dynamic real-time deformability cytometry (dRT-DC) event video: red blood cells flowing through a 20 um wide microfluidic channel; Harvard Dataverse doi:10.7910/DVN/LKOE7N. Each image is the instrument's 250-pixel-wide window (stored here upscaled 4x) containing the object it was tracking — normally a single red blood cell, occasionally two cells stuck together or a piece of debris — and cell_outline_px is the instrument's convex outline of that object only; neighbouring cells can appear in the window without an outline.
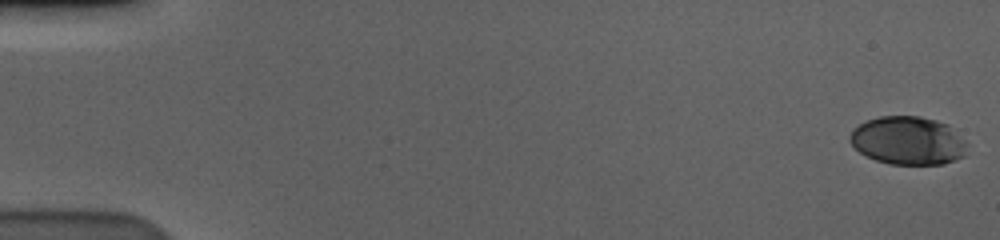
{"species": "human", "species_latin": "Homo sapiens", "temperature_condition": "cold", "stored_images_in_passage": 59, "camera_frame_rate_fps": 3000, "um_per_image_px": 0.085, "donor": {"sex": "male"}, "frame": {"image": 1, "passage_image": 1, "time_ms": 0.0, "image_size_px": [1000, 240], "cell_outline_px": [[968, 144], [964, 156], [944, 164], [888, 164], [864, 156], [848, 140], [848, 136], [852, 128], [868, 120], [880, 116], [920, 116], [936, 120], [948, 124]], "centroid_in_image_um": [77.16, 11.95], "position_along_channel_um": 7.8, "area_um2": 33.18}}
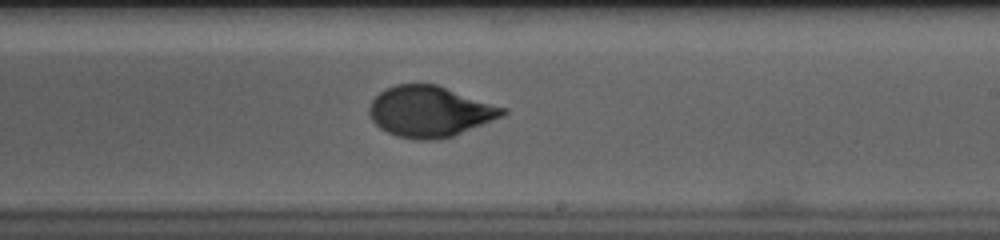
{"frame": {"image": 2, "passage_image": 36, "time_ms": 11.667, "image_size_px": [1000, 240], "cell_outline_px": [[508, 112], [504, 116], [452, 136], [432, 140], [420, 140], [396, 136], [380, 128], [372, 120], [368, 112], [368, 108], [372, 100], [380, 92], [396, 84], [436, 84], [508, 108]], "centroid_in_image_um": [36.56, 9.47], "position_along_channel_um": 252.4, "area_um2": 39.48}}
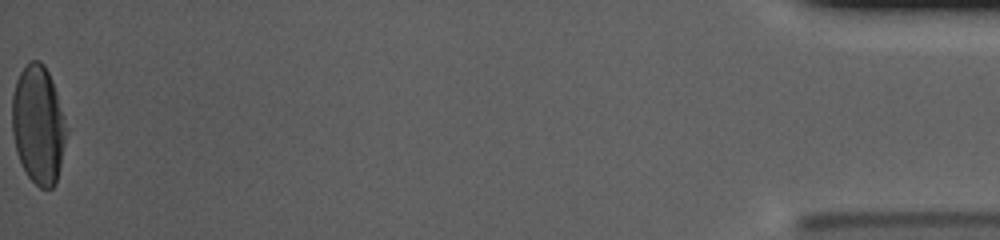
{"frame": {"image": 3, "passage_image": 59, "time_ms": 19.333, "image_size_px": [1000, 240], "cell_outline_px": [[68, 128], [60, 168], [56, 184], [52, 188], [40, 188], [28, 176], [16, 152], [12, 132], [12, 96], [16, 80], [24, 64], [32, 60], [40, 60], [44, 64], [52, 80]], "centroid_in_image_um": [3.26, 10.59], "position_along_channel_um": 431.9, "area_um2": 37.69}, "authors_computed_cell_mechanics": {"area_um2": 37.6856, "velocity_mm_per_s": 3.5858, "shape_relaxation_time_tau1_ms": 3.4654, "shape_relaxation_time_tau2_ms": null, "deformation_change_tau1": 0.1626, "deformation_change_tau2": null}}